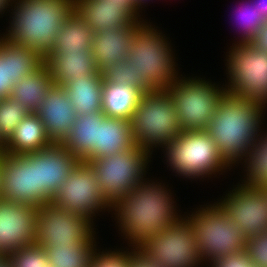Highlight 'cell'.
Segmentation results:
<instances>
[{
  "mask_svg": "<svg viewBox=\"0 0 267 267\" xmlns=\"http://www.w3.org/2000/svg\"><path fill=\"white\" fill-rule=\"evenodd\" d=\"M262 107L260 102L228 92L222 96L206 131L228 164L244 156L257 140Z\"/></svg>",
  "mask_w": 267,
  "mask_h": 267,
  "instance_id": "1",
  "label": "cell"
},
{
  "mask_svg": "<svg viewBox=\"0 0 267 267\" xmlns=\"http://www.w3.org/2000/svg\"><path fill=\"white\" fill-rule=\"evenodd\" d=\"M9 34L14 45L32 48L43 59L53 50L56 35L75 10V0H21Z\"/></svg>",
  "mask_w": 267,
  "mask_h": 267,
  "instance_id": "2",
  "label": "cell"
},
{
  "mask_svg": "<svg viewBox=\"0 0 267 267\" xmlns=\"http://www.w3.org/2000/svg\"><path fill=\"white\" fill-rule=\"evenodd\" d=\"M151 185L140 183L112 204L115 210L117 207L122 230L137 247L178 220L167 191L161 185Z\"/></svg>",
  "mask_w": 267,
  "mask_h": 267,
  "instance_id": "3",
  "label": "cell"
},
{
  "mask_svg": "<svg viewBox=\"0 0 267 267\" xmlns=\"http://www.w3.org/2000/svg\"><path fill=\"white\" fill-rule=\"evenodd\" d=\"M167 44L160 33L143 23L137 26L132 36L126 59L134 65L137 82L147 92L166 90L177 79Z\"/></svg>",
  "mask_w": 267,
  "mask_h": 267,
  "instance_id": "4",
  "label": "cell"
},
{
  "mask_svg": "<svg viewBox=\"0 0 267 267\" xmlns=\"http://www.w3.org/2000/svg\"><path fill=\"white\" fill-rule=\"evenodd\" d=\"M135 145L147 153L182 133L176 107L166 90L144 93L131 120Z\"/></svg>",
  "mask_w": 267,
  "mask_h": 267,
  "instance_id": "5",
  "label": "cell"
},
{
  "mask_svg": "<svg viewBox=\"0 0 267 267\" xmlns=\"http://www.w3.org/2000/svg\"><path fill=\"white\" fill-rule=\"evenodd\" d=\"M198 212L188 220L202 259L210 257L209 260L213 261L245 250L247 237L241 227L227 216L220 203Z\"/></svg>",
  "mask_w": 267,
  "mask_h": 267,
  "instance_id": "6",
  "label": "cell"
},
{
  "mask_svg": "<svg viewBox=\"0 0 267 267\" xmlns=\"http://www.w3.org/2000/svg\"><path fill=\"white\" fill-rule=\"evenodd\" d=\"M166 150L173 170L183 176L209 175L229 166L206 130H182L167 143Z\"/></svg>",
  "mask_w": 267,
  "mask_h": 267,
  "instance_id": "7",
  "label": "cell"
},
{
  "mask_svg": "<svg viewBox=\"0 0 267 267\" xmlns=\"http://www.w3.org/2000/svg\"><path fill=\"white\" fill-rule=\"evenodd\" d=\"M148 153L138 146L89 162L105 199L112 205L142 181Z\"/></svg>",
  "mask_w": 267,
  "mask_h": 267,
  "instance_id": "8",
  "label": "cell"
},
{
  "mask_svg": "<svg viewBox=\"0 0 267 267\" xmlns=\"http://www.w3.org/2000/svg\"><path fill=\"white\" fill-rule=\"evenodd\" d=\"M176 80L166 89L178 113L182 130H206L226 93L203 80Z\"/></svg>",
  "mask_w": 267,
  "mask_h": 267,
  "instance_id": "9",
  "label": "cell"
},
{
  "mask_svg": "<svg viewBox=\"0 0 267 267\" xmlns=\"http://www.w3.org/2000/svg\"><path fill=\"white\" fill-rule=\"evenodd\" d=\"M0 198L40 207L52 198L39 187L38 163L29 155L1 151Z\"/></svg>",
  "mask_w": 267,
  "mask_h": 267,
  "instance_id": "10",
  "label": "cell"
},
{
  "mask_svg": "<svg viewBox=\"0 0 267 267\" xmlns=\"http://www.w3.org/2000/svg\"><path fill=\"white\" fill-rule=\"evenodd\" d=\"M230 53V88L226 92L249 100L267 103V52L250 43H239Z\"/></svg>",
  "mask_w": 267,
  "mask_h": 267,
  "instance_id": "11",
  "label": "cell"
},
{
  "mask_svg": "<svg viewBox=\"0 0 267 267\" xmlns=\"http://www.w3.org/2000/svg\"><path fill=\"white\" fill-rule=\"evenodd\" d=\"M90 218L71 213L45 203L37 208L36 238L37 246L84 244L92 240Z\"/></svg>",
  "mask_w": 267,
  "mask_h": 267,
  "instance_id": "12",
  "label": "cell"
},
{
  "mask_svg": "<svg viewBox=\"0 0 267 267\" xmlns=\"http://www.w3.org/2000/svg\"><path fill=\"white\" fill-rule=\"evenodd\" d=\"M163 267H194L202 260L189 220H177L138 246Z\"/></svg>",
  "mask_w": 267,
  "mask_h": 267,
  "instance_id": "13",
  "label": "cell"
},
{
  "mask_svg": "<svg viewBox=\"0 0 267 267\" xmlns=\"http://www.w3.org/2000/svg\"><path fill=\"white\" fill-rule=\"evenodd\" d=\"M52 203L78 215L91 217L101 207L112 206L102 195L94 169L80 161L58 189Z\"/></svg>",
  "mask_w": 267,
  "mask_h": 267,
  "instance_id": "14",
  "label": "cell"
},
{
  "mask_svg": "<svg viewBox=\"0 0 267 267\" xmlns=\"http://www.w3.org/2000/svg\"><path fill=\"white\" fill-rule=\"evenodd\" d=\"M220 205L247 238L267 232L266 187L243 184Z\"/></svg>",
  "mask_w": 267,
  "mask_h": 267,
  "instance_id": "15",
  "label": "cell"
},
{
  "mask_svg": "<svg viewBox=\"0 0 267 267\" xmlns=\"http://www.w3.org/2000/svg\"><path fill=\"white\" fill-rule=\"evenodd\" d=\"M37 208L0 198V255L35 244Z\"/></svg>",
  "mask_w": 267,
  "mask_h": 267,
  "instance_id": "16",
  "label": "cell"
},
{
  "mask_svg": "<svg viewBox=\"0 0 267 267\" xmlns=\"http://www.w3.org/2000/svg\"><path fill=\"white\" fill-rule=\"evenodd\" d=\"M28 154L38 163L39 187L51 198L80 162L62 143Z\"/></svg>",
  "mask_w": 267,
  "mask_h": 267,
  "instance_id": "17",
  "label": "cell"
},
{
  "mask_svg": "<svg viewBox=\"0 0 267 267\" xmlns=\"http://www.w3.org/2000/svg\"><path fill=\"white\" fill-rule=\"evenodd\" d=\"M36 114L43 122L52 143H63L78 117L64 87L55 84L48 91Z\"/></svg>",
  "mask_w": 267,
  "mask_h": 267,
  "instance_id": "18",
  "label": "cell"
},
{
  "mask_svg": "<svg viewBox=\"0 0 267 267\" xmlns=\"http://www.w3.org/2000/svg\"><path fill=\"white\" fill-rule=\"evenodd\" d=\"M75 11L90 26L93 33L128 24H140L136 13L126 4L110 0H75Z\"/></svg>",
  "mask_w": 267,
  "mask_h": 267,
  "instance_id": "19",
  "label": "cell"
},
{
  "mask_svg": "<svg viewBox=\"0 0 267 267\" xmlns=\"http://www.w3.org/2000/svg\"><path fill=\"white\" fill-rule=\"evenodd\" d=\"M138 25L128 24L123 28L115 27L94 34L91 49L101 75L126 59Z\"/></svg>",
  "mask_w": 267,
  "mask_h": 267,
  "instance_id": "20",
  "label": "cell"
},
{
  "mask_svg": "<svg viewBox=\"0 0 267 267\" xmlns=\"http://www.w3.org/2000/svg\"><path fill=\"white\" fill-rule=\"evenodd\" d=\"M44 61L51 71L54 84L59 86L78 79L80 74L93 76L99 73L92 49L85 52L65 51V53H50Z\"/></svg>",
  "mask_w": 267,
  "mask_h": 267,
  "instance_id": "21",
  "label": "cell"
},
{
  "mask_svg": "<svg viewBox=\"0 0 267 267\" xmlns=\"http://www.w3.org/2000/svg\"><path fill=\"white\" fill-rule=\"evenodd\" d=\"M135 146L130 120L105 116L99 123V145L83 161L106 157Z\"/></svg>",
  "mask_w": 267,
  "mask_h": 267,
  "instance_id": "22",
  "label": "cell"
},
{
  "mask_svg": "<svg viewBox=\"0 0 267 267\" xmlns=\"http://www.w3.org/2000/svg\"><path fill=\"white\" fill-rule=\"evenodd\" d=\"M52 144L44 124L36 113L27 115L15 128L13 135L3 145L2 152L24 155L40 151Z\"/></svg>",
  "mask_w": 267,
  "mask_h": 267,
  "instance_id": "23",
  "label": "cell"
},
{
  "mask_svg": "<svg viewBox=\"0 0 267 267\" xmlns=\"http://www.w3.org/2000/svg\"><path fill=\"white\" fill-rule=\"evenodd\" d=\"M102 111L79 115L63 145L80 161H84L99 145V123Z\"/></svg>",
  "mask_w": 267,
  "mask_h": 267,
  "instance_id": "24",
  "label": "cell"
},
{
  "mask_svg": "<svg viewBox=\"0 0 267 267\" xmlns=\"http://www.w3.org/2000/svg\"><path fill=\"white\" fill-rule=\"evenodd\" d=\"M53 85L51 71L44 62L36 71L15 83L9 97L24 106L29 113H36Z\"/></svg>",
  "mask_w": 267,
  "mask_h": 267,
  "instance_id": "25",
  "label": "cell"
},
{
  "mask_svg": "<svg viewBox=\"0 0 267 267\" xmlns=\"http://www.w3.org/2000/svg\"><path fill=\"white\" fill-rule=\"evenodd\" d=\"M75 112L79 115L102 111L103 76L81 75L63 85Z\"/></svg>",
  "mask_w": 267,
  "mask_h": 267,
  "instance_id": "26",
  "label": "cell"
},
{
  "mask_svg": "<svg viewBox=\"0 0 267 267\" xmlns=\"http://www.w3.org/2000/svg\"><path fill=\"white\" fill-rule=\"evenodd\" d=\"M143 92L126 84L103 81L102 113L108 117L132 120Z\"/></svg>",
  "mask_w": 267,
  "mask_h": 267,
  "instance_id": "27",
  "label": "cell"
},
{
  "mask_svg": "<svg viewBox=\"0 0 267 267\" xmlns=\"http://www.w3.org/2000/svg\"><path fill=\"white\" fill-rule=\"evenodd\" d=\"M93 36L94 33L90 26L74 10L69 18L61 24L51 53L88 51L92 47Z\"/></svg>",
  "mask_w": 267,
  "mask_h": 267,
  "instance_id": "28",
  "label": "cell"
},
{
  "mask_svg": "<svg viewBox=\"0 0 267 267\" xmlns=\"http://www.w3.org/2000/svg\"><path fill=\"white\" fill-rule=\"evenodd\" d=\"M0 55L8 59L9 80L13 84L36 71L45 62L32 48L14 45L4 38L0 39Z\"/></svg>",
  "mask_w": 267,
  "mask_h": 267,
  "instance_id": "29",
  "label": "cell"
},
{
  "mask_svg": "<svg viewBox=\"0 0 267 267\" xmlns=\"http://www.w3.org/2000/svg\"><path fill=\"white\" fill-rule=\"evenodd\" d=\"M93 241L84 244L49 245L44 248L50 267H90Z\"/></svg>",
  "mask_w": 267,
  "mask_h": 267,
  "instance_id": "30",
  "label": "cell"
},
{
  "mask_svg": "<svg viewBox=\"0 0 267 267\" xmlns=\"http://www.w3.org/2000/svg\"><path fill=\"white\" fill-rule=\"evenodd\" d=\"M30 113L11 97L0 99V142L4 145L15 128Z\"/></svg>",
  "mask_w": 267,
  "mask_h": 267,
  "instance_id": "31",
  "label": "cell"
},
{
  "mask_svg": "<svg viewBox=\"0 0 267 267\" xmlns=\"http://www.w3.org/2000/svg\"><path fill=\"white\" fill-rule=\"evenodd\" d=\"M264 139L261 137L258 144L255 140L254 145L247 152L250 158L247 167L249 178L245 183L247 185L267 187V136Z\"/></svg>",
  "mask_w": 267,
  "mask_h": 267,
  "instance_id": "32",
  "label": "cell"
},
{
  "mask_svg": "<svg viewBox=\"0 0 267 267\" xmlns=\"http://www.w3.org/2000/svg\"><path fill=\"white\" fill-rule=\"evenodd\" d=\"M8 257L12 267H50L44 248L36 244L13 251Z\"/></svg>",
  "mask_w": 267,
  "mask_h": 267,
  "instance_id": "33",
  "label": "cell"
},
{
  "mask_svg": "<svg viewBox=\"0 0 267 267\" xmlns=\"http://www.w3.org/2000/svg\"><path fill=\"white\" fill-rule=\"evenodd\" d=\"M104 82H112L115 84H126L128 86L138 88L143 93H148L138 82L134 65L128 63L127 59L117 62L111 69L107 70L103 75Z\"/></svg>",
  "mask_w": 267,
  "mask_h": 267,
  "instance_id": "34",
  "label": "cell"
},
{
  "mask_svg": "<svg viewBox=\"0 0 267 267\" xmlns=\"http://www.w3.org/2000/svg\"><path fill=\"white\" fill-rule=\"evenodd\" d=\"M245 251L253 265L267 267V232L247 238Z\"/></svg>",
  "mask_w": 267,
  "mask_h": 267,
  "instance_id": "35",
  "label": "cell"
},
{
  "mask_svg": "<svg viewBox=\"0 0 267 267\" xmlns=\"http://www.w3.org/2000/svg\"><path fill=\"white\" fill-rule=\"evenodd\" d=\"M246 8H245L246 10H244V13H243L244 23L242 24L244 26L243 27L244 34L242 35L243 40L241 41V43H250L252 39L254 38L255 34L257 33L258 29L262 27V25L265 22V19L259 13V11L257 10L256 6H254V4L253 6L251 5L249 8L246 6Z\"/></svg>",
  "mask_w": 267,
  "mask_h": 267,
  "instance_id": "36",
  "label": "cell"
},
{
  "mask_svg": "<svg viewBox=\"0 0 267 267\" xmlns=\"http://www.w3.org/2000/svg\"><path fill=\"white\" fill-rule=\"evenodd\" d=\"M93 253L90 267H129V253Z\"/></svg>",
  "mask_w": 267,
  "mask_h": 267,
  "instance_id": "37",
  "label": "cell"
},
{
  "mask_svg": "<svg viewBox=\"0 0 267 267\" xmlns=\"http://www.w3.org/2000/svg\"><path fill=\"white\" fill-rule=\"evenodd\" d=\"M213 267H253L250 255L245 251L220 257L212 261Z\"/></svg>",
  "mask_w": 267,
  "mask_h": 267,
  "instance_id": "38",
  "label": "cell"
},
{
  "mask_svg": "<svg viewBox=\"0 0 267 267\" xmlns=\"http://www.w3.org/2000/svg\"><path fill=\"white\" fill-rule=\"evenodd\" d=\"M13 85L9 80L8 59L0 55V99L10 96Z\"/></svg>",
  "mask_w": 267,
  "mask_h": 267,
  "instance_id": "39",
  "label": "cell"
},
{
  "mask_svg": "<svg viewBox=\"0 0 267 267\" xmlns=\"http://www.w3.org/2000/svg\"><path fill=\"white\" fill-rule=\"evenodd\" d=\"M136 248H138V251L129 253V267H163L145 254L139 247Z\"/></svg>",
  "mask_w": 267,
  "mask_h": 267,
  "instance_id": "40",
  "label": "cell"
},
{
  "mask_svg": "<svg viewBox=\"0 0 267 267\" xmlns=\"http://www.w3.org/2000/svg\"><path fill=\"white\" fill-rule=\"evenodd\" d=\"M256 49L267 52V20L260 27L250 42Z\"/></svg>",
  "mask_w": 267,
  "mask_h": 267,
  "instance_id": "41",
  "label": "cell"
},
{
  "mask_svg": "<svg viewBox=\"0 0 267 267\" xmlns=\"http://www.w3.org/2000/svg\"><path fill=\"white\" fill-rule=\"evenodd\" d=\"M259 13L263 16L265 20H267V0H260L257 4L255 5Z\"/></svg>",
  "mask_w": 267,
  "mask_h": 267,
  "instance_id": "42",
  "label": "cell"
},
{
  "mask_svg": "<svg viewBox=\"0 0 267 267\" xmlns=\"http://www.w3.org/2000/svg\"><path fill=\"white\" fill-rule=\"evenodd\" d=\"M113 2H119V4H126L137 14V8L134 6V0H110Z\"/></svg>",
  "mask_w": 267,
  "mask_h": 267,
  "instance_id": "43",
  "label": "cell"
},
{
  "mask_svg": "<svg viewBox=\"0 0 267 267\" xmlns=\"http://www.w3.org/2000/svg\"><path fill=\"white\" fill-rule=\"evenodd\" d=\"M0 267H12L8 255H0Z\"/></svg>",
  "mask_w": 267,
  "mask_h": 267,
  "instance_id": "44",
  "label": "cell"
},
{
  "mask_svg": "<svg viewBox=\"0 0 267 267\" xmlns=\"http://www.w3.org/2000/svg\"><path fill=\"white\" fill-rule=\"evenodd\" d=\"M8 2H10V0H0V12L6 7V5H8Z\"/></svg>",
  "mask_w": 267,
  "mask_h": 267,
  "instance_id": "45",
  "label": "cell"
},
{
  "mask_svg": "<svg viewBox=\"0 0 267 267\" xmlns=\"http://www.w3.org/2000/svg\"><path fill=\"white\" fill-rule=\"evenodd\" d=\"M144 0H134V6L138 9V6H141V2Z\"/></svg>",
  "mask_w": 267,
  "mask_h": 267,
  "instance_id": "46",
  "label": "cell"
},
{
  "mask_svg": "<svg viewBox=\"0 0 267 267\" xmlns=\"http://www.w3.org/2000/svg\"><path fill=\"white\" fill-rule=\"evenodd\" d=\"M3 144L0 142V151H2Z\"/></svg>",
  "mask_w": 267,
  "mask_h": 267,
  "instance_id": "47",
  "label": "cell"
}]
</instances>
